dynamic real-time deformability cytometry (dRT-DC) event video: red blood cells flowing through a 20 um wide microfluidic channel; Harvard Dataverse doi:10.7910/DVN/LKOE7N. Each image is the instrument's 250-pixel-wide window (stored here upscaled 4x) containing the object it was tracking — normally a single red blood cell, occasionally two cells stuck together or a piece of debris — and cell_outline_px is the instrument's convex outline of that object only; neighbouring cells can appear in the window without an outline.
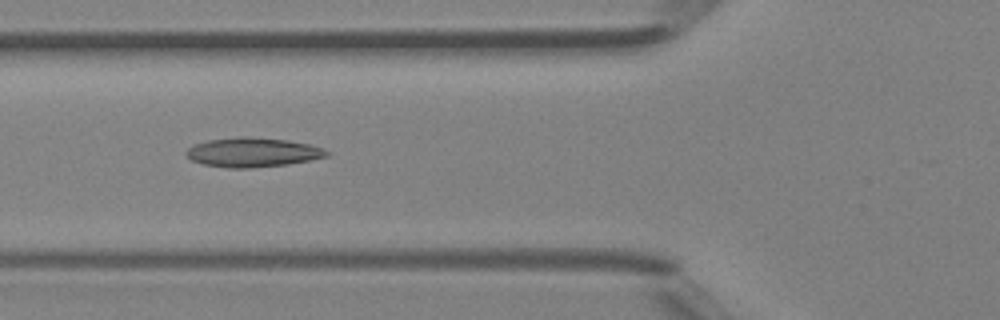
{"species": "Egyptian fruit bat (a non-hibernating species)", "species_latin": "Rousettus aegyptiacus", "temperature_condition": "room temperature", "stored_images_in_passage": 35, "camera_frame_rate_fps": 3000, "um_per_image_px": 0.085, "animal": {"sex": "female"}, "frame": {"image": 1, "passage_image": 10, "time_ms": 3.0, "image_size_px": [1000, 320], "cell_outline_px": [[332, 152], [328, 156], [312, 160], [288, 164], [248, 168], [228, 168], [204, 164], [192, 160], [184, 152], [188, 148], [196, 144], [208, 140], [236, 136], [248, 136], [288, 140], [308, 144]], "centroid_in_image_um": [21.49, 12.94], "position_along_channel_um": 104.3, "area_um2": 24.04}}
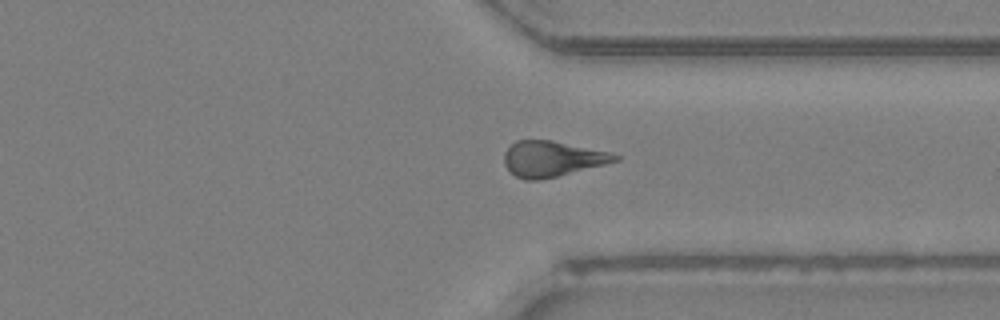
{"frame": {"image": 2, "passage_image": 28, "time_ms": 9.0, "image_size_px": [1000, 320], "cell_outline_px": [[620, 160], [540, 180], [524, 180], [516, 176], [504, 164], [504, 152], [516, 140], [552, 140], [608, 152], [620, 156]], "centroid_in_image_um": [46.9, 13.49], "position_along_channel_um": 364.5, "area_um2": 22.6}}
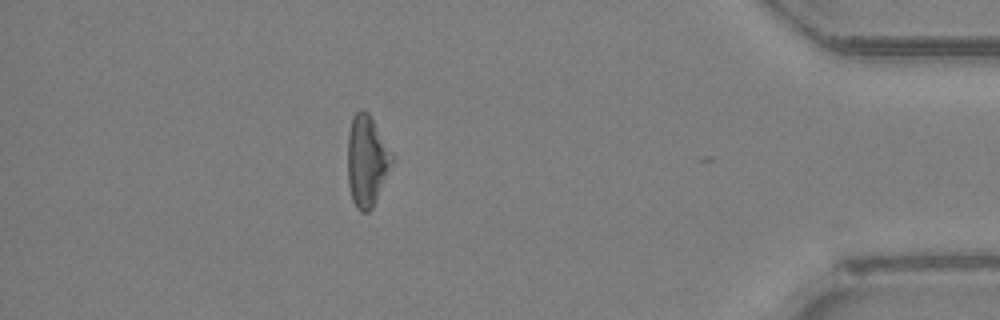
{"frame": {"image": 3, "passage_image": 34, "time_ms": 11.0, "image_size_px": [1000, 320], "cell_outline_px": [[396, 156], [376, 200], [372, 208], [368, 212], [360, 212], [356, 208], [352, 200], [348, 184], [348, 132], [352, 116], [360, 108], [364, 108], [368, 112]], "centroid_in_image_um": [31.19, 13.64], "position_along_channel_um": 404.0, "area_um2": 23.99}, "authors_computed_cell_mechanics": {"area_um2": 22.5998, "velocity_mm_per_s": 4.3275, "shape_relaxation_time_tau1_ms": null, "shape_relaxation_time_tau2_ms": 2.6275, "deformation_change_tau1": null, "deformation_change_tau2": 0.1101}}